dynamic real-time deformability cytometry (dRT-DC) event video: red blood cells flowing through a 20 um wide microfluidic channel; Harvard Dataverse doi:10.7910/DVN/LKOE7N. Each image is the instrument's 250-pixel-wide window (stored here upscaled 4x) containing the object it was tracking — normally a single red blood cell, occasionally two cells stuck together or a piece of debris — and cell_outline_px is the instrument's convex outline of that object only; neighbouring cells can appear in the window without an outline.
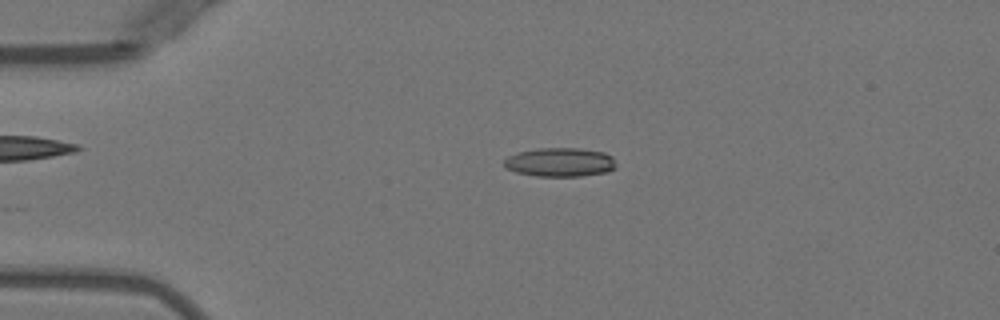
{"species": "Egyptian fruit bat (a non-hibernating species)", "species_latin": "Rousettus aegyptiacus", "temperature_condition": "warm", "stored_images_in_passage": 2, "camera_frame_rate_fps": 3000, "um_per_image_px": 0.085, "animal": {"sex": "female"}, "frame": {"image": 1, "passage_image": 1, "time_ms": 0.0, "image_size_px": [1000, 320], "cell_outline_px": [[616, 168], [608, 172], [580, 176], [536, 176], [516, 172], [504, 168], [504, 160], [508, 156], [516, 152], [536, 148], [580, 148], [604, 152], [612, 156], [616, 164]], "centroid_in_image_um": [47.59, 13.78], "position_along_channel_um": 37.4, "area_um2": 19.13}}